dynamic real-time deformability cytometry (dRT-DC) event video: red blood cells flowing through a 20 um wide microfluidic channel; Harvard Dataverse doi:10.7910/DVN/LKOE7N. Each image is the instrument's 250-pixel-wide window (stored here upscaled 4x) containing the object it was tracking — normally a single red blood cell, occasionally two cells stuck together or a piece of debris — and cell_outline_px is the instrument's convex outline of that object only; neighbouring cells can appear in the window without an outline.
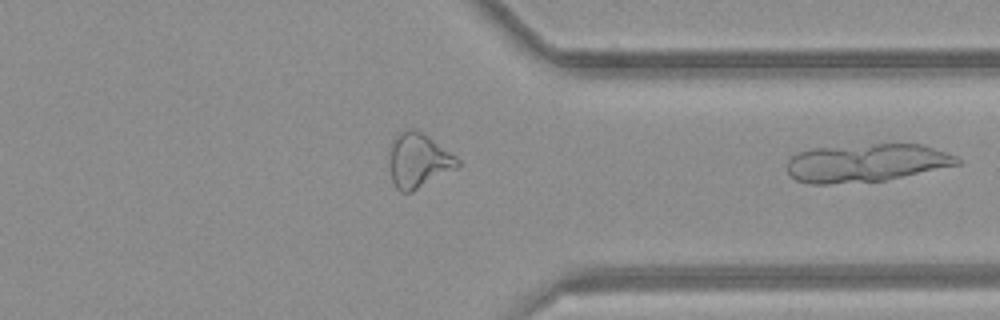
{"species": "common noctule bat (a hibernating species)", "species_latin": "Nyctalus noctula", "temperature_condition": "room temperature", "stored_images_in_passage": 30, "camera_frame_rate_fps": 3000, "um_per_image_px": 0.085, "animal": {"sex": "female", "body_mass_g": 21.9}, "frame": {"image": 1, "passage_image": 30, "time_ms": 9.667, "image_size_px": [1000, 320], "cell_outline_px": [[960, 164], [884, 180], [828, 184], [808, 184], [796, 180], [788, 176], [788, 160], [792, 156], [800, 152], [812, 148], [876, 144], [920, 144], [956, 156], [960, 160]], "centroid_in_image_um": [73.58, 13.85], "position_along_channel_um": 337.8, "area_um2": 37.4}}